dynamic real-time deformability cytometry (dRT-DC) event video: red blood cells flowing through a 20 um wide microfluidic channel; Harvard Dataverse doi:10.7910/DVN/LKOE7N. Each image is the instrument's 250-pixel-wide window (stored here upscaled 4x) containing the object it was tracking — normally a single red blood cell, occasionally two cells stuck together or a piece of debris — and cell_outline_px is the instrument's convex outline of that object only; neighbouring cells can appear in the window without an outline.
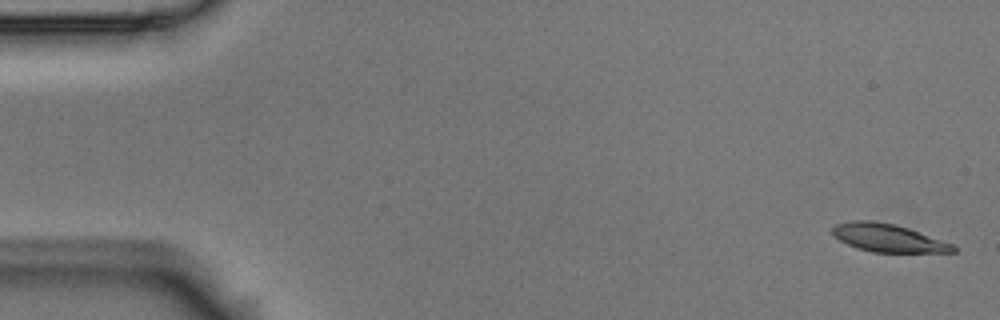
{"species": "Egyptian fruit bat (a non-hibernating species)", "species_latin": "Rousettus aegyptiacus", "temperature_condition": "room temperature", "stored_images_in_passage": 5, "camera_frame_rate_fps": 3000, "um_per_image_px": 0.085, "animal": {"sex": "male"}, "frame": {"image": 1, "passage_image": 1, "time_ms": 0.0, "image_size_px": [1000, 320], "cell_outline_px": [[956, 252], [872, 252], [856, 248], [832, 236], [832, 228], [836, 224], [852, 220], [872, 220], [896, 224], [956, 244]], "centroid_in_image_um": [75.5, 20.22], "position_along_channel_um": 9.5, "area_um2": 19.88}}
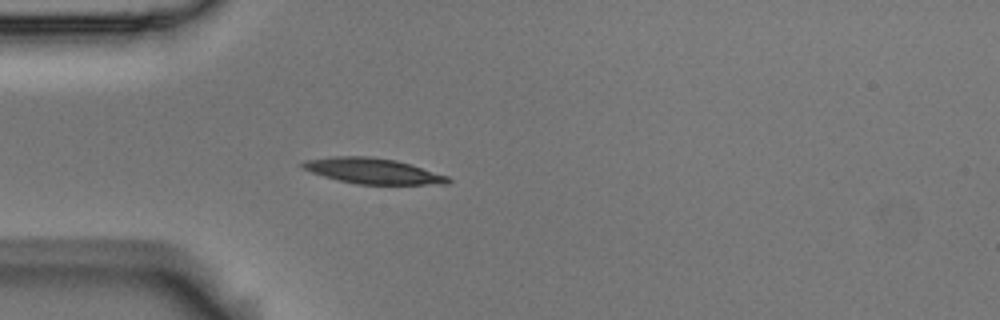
{"frame": {"image": 2, "passage_image": 5, "time_ms": 1.333, "image_size_px": [1000, 320], "cell_outline_px": [[452, 180], [448, 184], [356, 184], [324, 176], [312, 172], [304, 168], [300, 164], [304, 160], [336, 156], [368, 156], [396, 160], [448, 176]], "centroid_in_image_um": [31.7, 14.53], "position_along_channel_um": 53.3, "area_um2": 21.39}}